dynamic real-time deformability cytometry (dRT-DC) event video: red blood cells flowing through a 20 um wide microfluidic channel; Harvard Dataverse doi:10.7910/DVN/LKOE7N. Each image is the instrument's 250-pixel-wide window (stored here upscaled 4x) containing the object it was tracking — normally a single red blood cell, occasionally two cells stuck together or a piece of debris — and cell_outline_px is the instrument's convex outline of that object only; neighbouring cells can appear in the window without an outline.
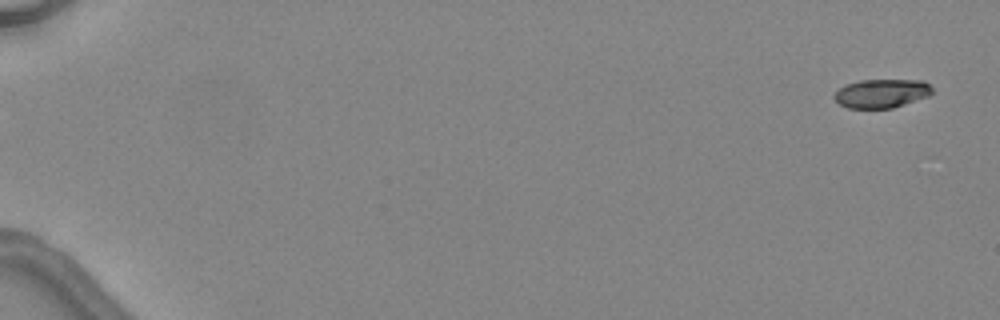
{"species": "common noctule bat (a hibernating species)", "species_latin": "Nyctalus noctula", "temperature_condition": "warm", "stored_images_in_passage": 4, "camera_frame_rate_fps": 3000, "um_per_image_px": 0.085, "animal": {"sex": "female", "body_mass_g": 24.6, "forearm_length_mm": 56.2}, "frame": {"image": 1, "passage_image": 1, "time_ms": 0.0, "image_size_px": [1000, 320], "cell_outline_px": [[932, 92], [928, 96], [892, 108], [848, 108], [840, 104], [832, 96], [844, 84], [860, 80], [924, 80], [932, 88]], "centroid_in_image_um": [74.91, 7.93], "position_along_channel_um": 10.1, "area_um2": 16.36}}